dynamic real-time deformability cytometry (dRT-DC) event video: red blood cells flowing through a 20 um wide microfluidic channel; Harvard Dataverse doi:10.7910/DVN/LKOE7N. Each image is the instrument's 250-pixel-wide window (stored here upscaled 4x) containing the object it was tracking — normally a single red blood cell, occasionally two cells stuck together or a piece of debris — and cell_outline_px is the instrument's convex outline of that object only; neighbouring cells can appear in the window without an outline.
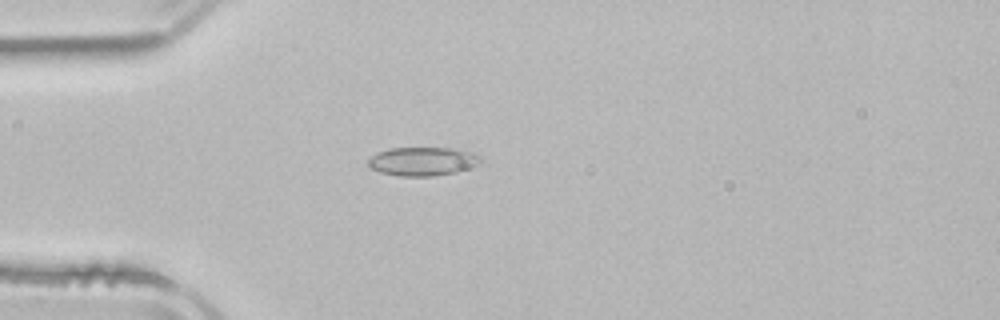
{"species": "common noctule bat (a hibernating species)", "species_latin": "Nyctalus noctula", "temperature_condition": "room temperature", "stored_images_in_passage": 1, "camera_frame_rate_fps": 3000, "um_per_image_px": 0.085, "animal": {"sex": "male", "body_mass_g": 21.5, "forearm_length_mm": 52.0}, "frame": {"image": 1, "passage_image": 1, "time_ms": 0.0, "image_size_px": [1000, 320], "cell_outline_px": [[480, 160], [476, 164], [468, 168], [456, 172], [432, 176], [400, 176], [380, 172], [372, 168], [368, 164], [368, 160], [372, 156], [380, 152], [392, 148], [452, 148], [476, 152], [480, 156]], "centroid_in_image_um": [35.95, 13.71], "position_along_channel_um": 49.1, "area_um2": 18.55}}